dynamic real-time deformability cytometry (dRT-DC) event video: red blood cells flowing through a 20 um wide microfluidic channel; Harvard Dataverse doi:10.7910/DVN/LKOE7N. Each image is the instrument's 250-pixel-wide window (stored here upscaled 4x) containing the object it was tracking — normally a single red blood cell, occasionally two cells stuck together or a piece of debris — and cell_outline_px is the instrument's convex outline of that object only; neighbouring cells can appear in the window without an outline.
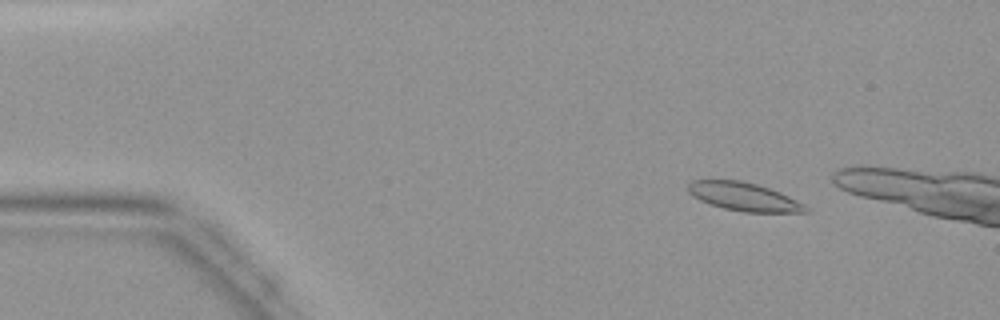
{"species": "common noctule bat (a hibernating species)", "species_latin": "Nyctalus noctula", "temperature_condition": "warm", "stored_images_in_passage": 10, "camera_frame_rate_fps": 3000, "um_per_image_px": 0.085, "animal": {"sex": "female", "body_mass_g": 19.9}, "frame": {"image": 1, "passage_image": 6, "time_ms": 1.667, "image_size_px": [1000, 320], "cell_outline_px": [[808, 212], [744, 212], [724, 208], [700, 200], [692, 196], [688, 192], [688, 184], [692, 180], [740, 180], [756, 184], [780, 192], [804, 204], [808, 208]], "centroid_in_image_um": [63.21, 16.71], "position_along_channel_um": 21.8, "area_um2": 19.19}}